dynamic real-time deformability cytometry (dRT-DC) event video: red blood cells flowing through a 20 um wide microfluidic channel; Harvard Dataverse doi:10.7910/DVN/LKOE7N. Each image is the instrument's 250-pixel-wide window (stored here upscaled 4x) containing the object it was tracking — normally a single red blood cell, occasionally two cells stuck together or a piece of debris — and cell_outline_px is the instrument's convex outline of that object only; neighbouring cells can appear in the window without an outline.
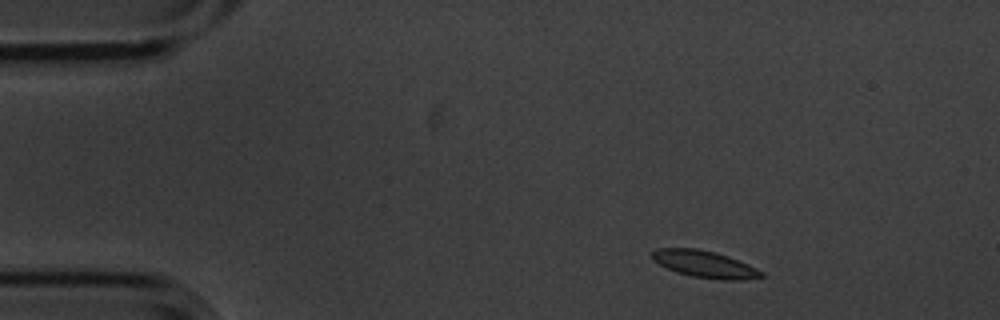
{"species": "common noctule bat (a hibernating species)", "species_latin": "Nyctalus noctula", "temperature_condition": "cold", "stored_images_in_passage": 3, "camera_frame_rate_fps": 3000, "um_per_image_px": 0.085, "animal": {"sex": "male", "body_mass_g": 20.1, "forearm_length_mm": 53.5}, "frame": {"image": 1, "passage_image": 1, "time_ms": 0.0, "image_size_px": [1000, 320], "cell_outline_px": [[764, 276], [740, 280], [724, 280], [692, 276], [676, 272], [652, 260], [652, 252], [656, 248], [696, 248], [716, 252], [728, 256], [748, 264], [764, 272]], "centroid_in_image_um": [59.9, 22.44], "position_along_channel_um": 25.1, "area_um2": 17.05}}
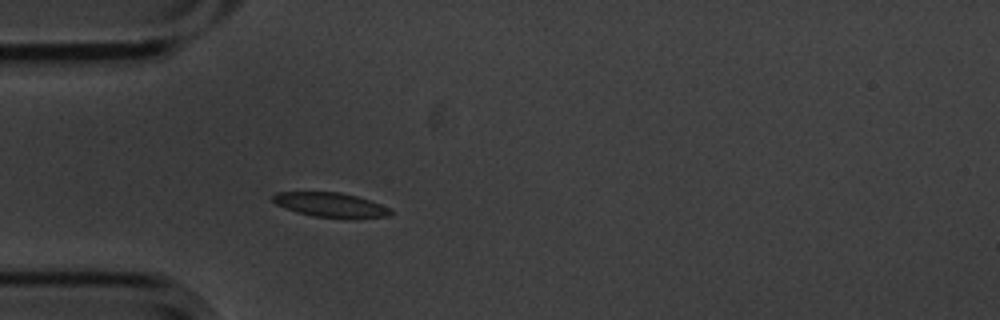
{"frame": {"image": 2, "passage_image": 3, "time_ms": 0.667, "image_size_px": [1000, 320], "cell_outline_px": [[392, 212], [388, 216], [356, 220], [312, 216], [296, 212], [276, 204], [272, 200], [272, 196], [276, 192], [340, 192], [356, 196], [392, 208]], "centroid_in_image_um": [28.14, 17.44], "position_along_channel_um": 56.9, "area_um2": 17.17}}